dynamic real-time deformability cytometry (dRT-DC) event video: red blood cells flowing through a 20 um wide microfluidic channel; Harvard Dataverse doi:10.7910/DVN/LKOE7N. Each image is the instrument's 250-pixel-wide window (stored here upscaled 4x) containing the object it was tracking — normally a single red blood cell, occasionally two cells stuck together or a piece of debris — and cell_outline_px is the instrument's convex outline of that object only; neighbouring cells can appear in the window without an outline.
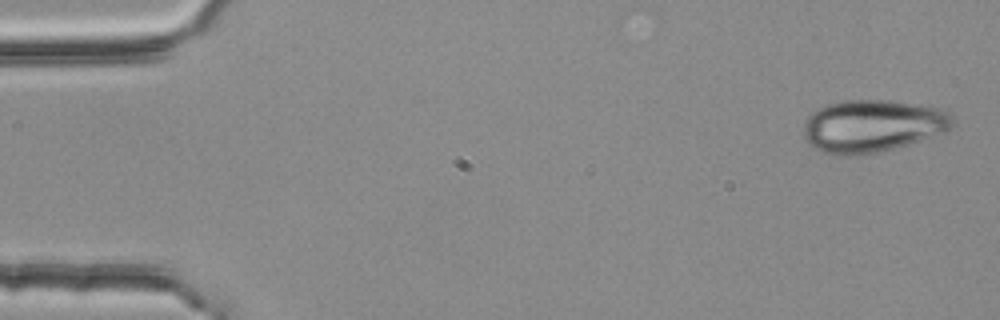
{"species": "common noctule bat (a hibernating species)", "species_latin": "Nyctalus noctula", "temperature_condition": "room temperature", "stored_images_in_passage": 4, "camera_frame_rate_fps": 3000, "um_per_image_px": 0.085, "animal": {"sex": "female", "body_mass_g": 25.1}, "frame": {"image": 1, "passage_image": 1, "time_ms": 0.0, "image_size_px": [1000, 320], "cell_outline_px": [[956, 124], [952, 128], [944, 132], [896, 148], [856, 156], [836, 156], [820, 152], [812, 148], [808, 144], [804, 136], [804, 124], [808, 116], [812, 112], [828, 104], [844, 100], [884, 100], [940, 108], [952, 116]], "centroid_in_image_um": [74.12, 10.73], "position_along_channel_um": 10.9, "area_um2": 45.72}}